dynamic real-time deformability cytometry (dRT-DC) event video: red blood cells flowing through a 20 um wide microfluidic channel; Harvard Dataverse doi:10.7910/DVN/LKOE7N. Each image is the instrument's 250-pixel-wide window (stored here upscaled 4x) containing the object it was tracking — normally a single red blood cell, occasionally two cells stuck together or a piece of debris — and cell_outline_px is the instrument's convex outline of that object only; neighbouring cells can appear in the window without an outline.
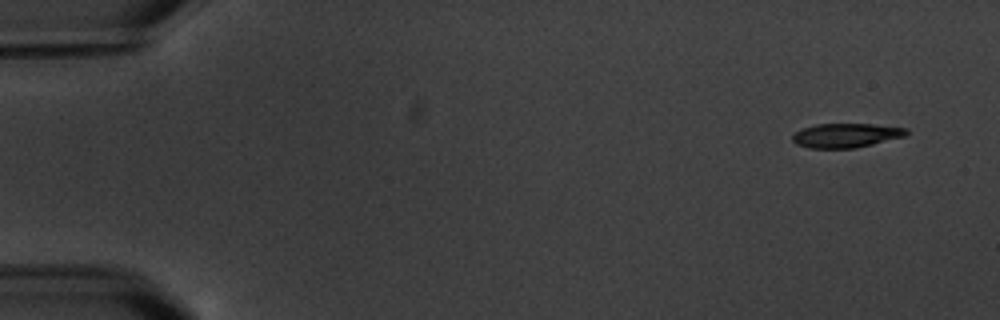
{"species": "common noctule bat (a hibernating species)", "species_latin": "Nyctalus noctula", "temperature_condition": "warm", "stored_images_in_passage": 5, "camera_frame_rate_fps": 3000, "um_per_image_px": 0.085, "animal": {"sex": "male", "body_mass_g": 20.1, "forearm_length_mm": 53.5}, "frame": {"image": 1, "passage_image": 1, "time_ms": 0.0, "image_size_px": [1000, 320], "cell_outline_px": [[908, 132], [904, 136], [856, 148], [808, 148], [796, 144], [792, 140], [792, 136], [796, 132], [804, 128], [816, 124], [872, 124], [908, 128]], "centroid_in_image_um": [71.9, 11.51], "position_along_channel_um": 13.1, "area_um2": 15.95}}
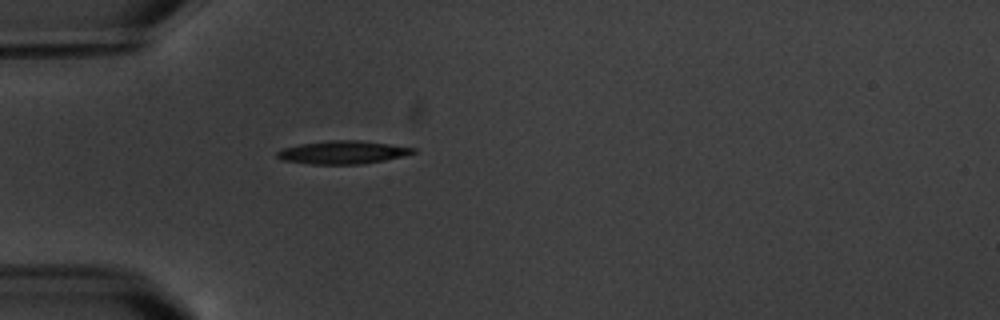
{"frame": {"image": 2, "passage_image": 5, "time_ms": 4.667, "image_size_px": [1000, 320], "cell_outline_px": [[416, 152], [404, 156], [364, 164], [312, 164], [280, 160], [276, 156], [276, 152], [284, 148], [300, 144], [328, 140], [360, 140], [416, 148]], "centroid_in_image_um": [29.12, 12.95], "position_along_channel_um": 55.9, "area_um2": 18.32}}